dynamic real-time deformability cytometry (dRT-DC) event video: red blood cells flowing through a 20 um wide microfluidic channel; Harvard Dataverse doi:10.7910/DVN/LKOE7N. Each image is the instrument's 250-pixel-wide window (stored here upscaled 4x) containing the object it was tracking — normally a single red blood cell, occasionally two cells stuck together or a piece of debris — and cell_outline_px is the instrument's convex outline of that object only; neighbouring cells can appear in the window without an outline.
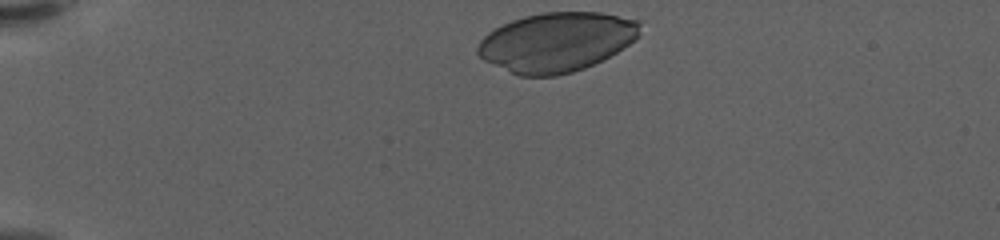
{"species": "human", "species_latin": "Homo sapiens", "temperature_condition": "warm", "stored_images_in_passage": 38, "camera_frame_rate_fps": 3000, "um_per_image_px": 0.085, "donor": {"sex": "female"}, "frame": {"image": 1, "passage_image": 1, "time_ms": 0.0, "image_size_px": [1000, 240], "cell_outline_px": [[644, 20], [640, 36], [616, 52], [584, 68], [572, 72], [556, 76], [520, 76], [484, 60], [476, 52], [476, 48], [480, 40], [488, 32], [512, 20], [524, 16], [544, 12], [600, 12]], "centroid_in_image_um": [47.35, 3.55], "position_along_channel_um": 37.7, "area_um2": 56.24}}
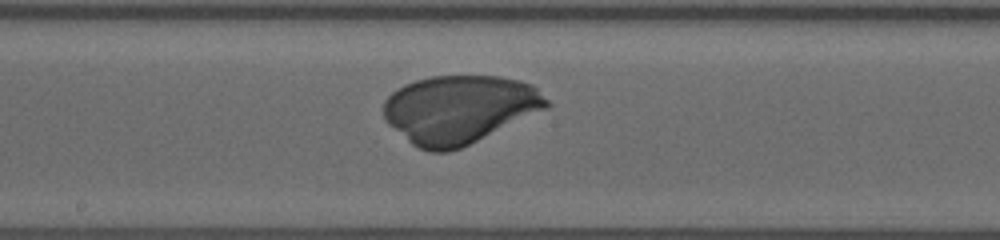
{"frame": {"image": 2, "passage_image": 21, "time_ms": 6.667, "image_size_px": [1000, 240], "cell_outline_px": [[552, 104], [548, 108], [460, 148], [448, 152], [428, 152], [412, 144], [388, 124], [384, 120], [384, 100], [396, 88], [404, 84], [416, 80], [432, 76], [500, 76], [520, 80], [532, 84]], "centroid_in_image_um": [39.04, 9.28], "position_along_channel_um": 209.2, "area_um2": 64.74}}
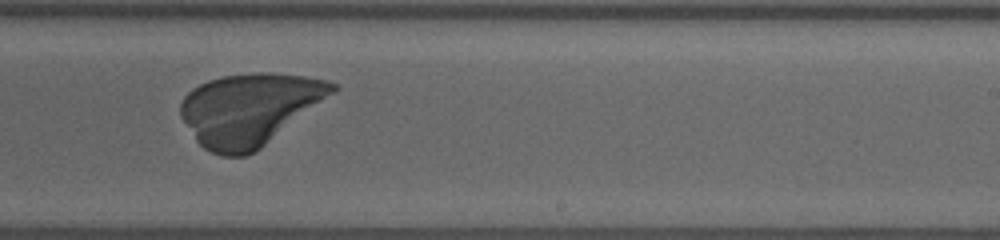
{"frame": {"image": 3, "passage_image": 26, "time_ms": 8.333, "image_size_px": [1000, 240], "cell_outline_px": [[340, 88], [260, 148], [244, 156], [224, 156], [212, 152], [204, 148], [196, 140], [180, 116], [180, 104], [184, 96], [192, 88], [208, 80], [224, 76], [260, 72], [272, 72], [304, 76], [328, 80], [336, 84]], "centroid_in_image_um": [21.19, 9.26], "position_along_channel_um": 267.8, "area_um2": 63.18}}